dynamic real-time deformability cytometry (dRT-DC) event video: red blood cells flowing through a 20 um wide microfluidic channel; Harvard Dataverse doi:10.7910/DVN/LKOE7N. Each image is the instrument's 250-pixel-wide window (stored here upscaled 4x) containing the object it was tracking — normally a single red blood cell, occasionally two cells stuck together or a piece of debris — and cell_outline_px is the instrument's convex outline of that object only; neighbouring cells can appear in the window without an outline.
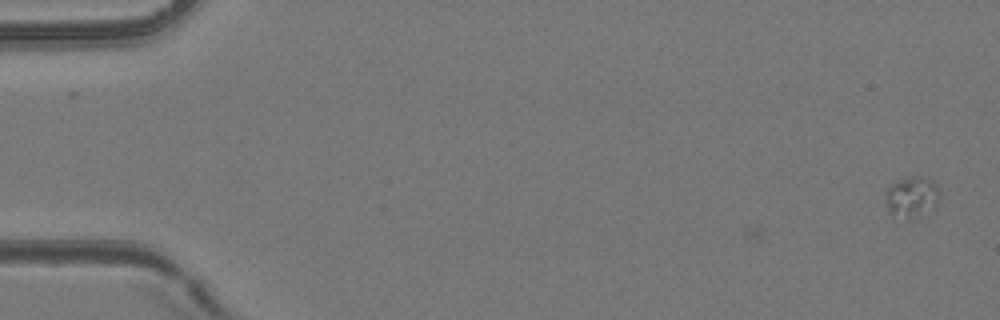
{"species": "common noctule bat (a hibernating species)", "species_latin": "Nyctalus noctula", "temperature_condition": "room temperature", "stored_images_in_passage": 7, "camera_frame_rate_fps": 3000, "um_per_image_px": 0.085, "animal": {"sex": "female", "body_mass_g": 24.6, "forearm_length_mm": 56.2}, "frame": {"image": 1, "passage_image": 1, "time_ms": 0.0, "image_size_px": [1000, 320], "cell_outline_px": [[940, 192], [936, 204], [920, 216], [908, 220], [892, 216], [888, 212], [884, 192], [888, 184], [908, 176], [924, 176], [932, 180], [936, 184]], "centroid_in_image_um": [77.44, 16.73], "position_along_channel_um": 7.6, "area_um2": 13.35}}